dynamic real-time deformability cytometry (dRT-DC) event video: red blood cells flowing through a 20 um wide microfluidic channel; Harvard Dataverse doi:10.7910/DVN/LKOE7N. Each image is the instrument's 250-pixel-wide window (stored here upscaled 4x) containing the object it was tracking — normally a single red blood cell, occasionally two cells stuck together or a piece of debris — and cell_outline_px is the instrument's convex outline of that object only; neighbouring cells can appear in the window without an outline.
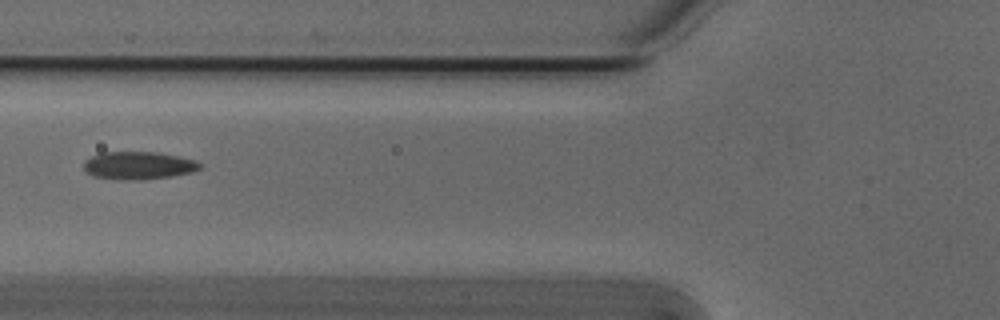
{"species": "Egyptian fruit bat (a non-hibernating species)", "species_latin": "Rousettus aegyptiacus", "temperature_condition": "cold", "stored_images_in_passage": 4, "camera_frame_rate_fps": 3000, "um_per_image_px": 0.085, "animal": {"sex": "male"}, "frame": {"image": 1, "passage_image": 3, "time_ms": 0.667, "image_size_px": [1000, 320], "cell_outline_px": [[200, 168], [192, 172], [172, 176], [140, 180], [120, 180], [92, 176], [84, 172], [84, 160], [100, 152], [156, 152], [196, 160], [200, 164]], "centroid_in_image_um": [11.71, 14.07], "position_along_channel_um": 114.1, "area_um2": 18.9}}